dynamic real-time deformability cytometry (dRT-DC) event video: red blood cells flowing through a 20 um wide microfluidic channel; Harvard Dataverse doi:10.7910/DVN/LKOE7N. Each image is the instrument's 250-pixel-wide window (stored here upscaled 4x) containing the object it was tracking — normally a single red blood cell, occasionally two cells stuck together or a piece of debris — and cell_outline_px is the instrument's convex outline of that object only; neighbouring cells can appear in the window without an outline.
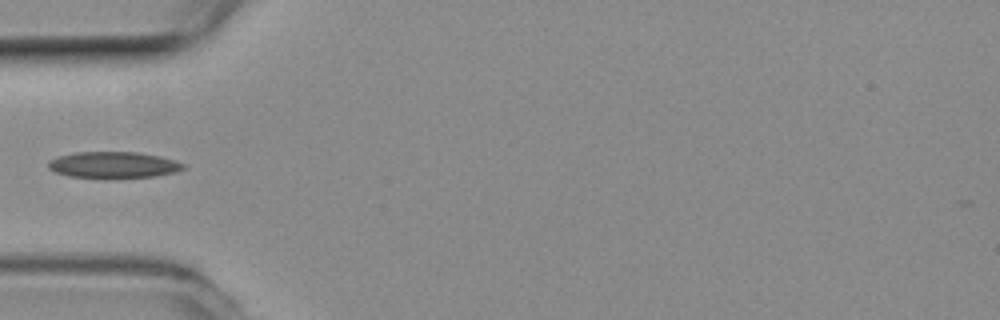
{"species": "common noctule bat (a hibernating species)", "species_latin": "Nyctalus noctula", "temperature_condition": "room temperature", "stored_images_in_passage": 5, "camera_frame_rate_fps": 3000, "um_per_image_px": 0.085, "animal": {"sex": "female", "body_mass_g": 19.3, "forearm_length_mm": 54.1}, "frame": {"image": 1, "passage_image": 5, "time_ms": 1.333, "image_size_px": [1000, 320], "cell_outline_px": [[184, 168], [176, 172], [156, 176], [68, 176], [56, 172], [48, 168], [48, 160], [60, 156], [76, 152], [136, 152], [160, 156], [176, 160], [184, 164]], "centroid_in_image_um": [9.66, 13.98], "position_along_channel_um": 75.3, "area_um2": 20.06}}